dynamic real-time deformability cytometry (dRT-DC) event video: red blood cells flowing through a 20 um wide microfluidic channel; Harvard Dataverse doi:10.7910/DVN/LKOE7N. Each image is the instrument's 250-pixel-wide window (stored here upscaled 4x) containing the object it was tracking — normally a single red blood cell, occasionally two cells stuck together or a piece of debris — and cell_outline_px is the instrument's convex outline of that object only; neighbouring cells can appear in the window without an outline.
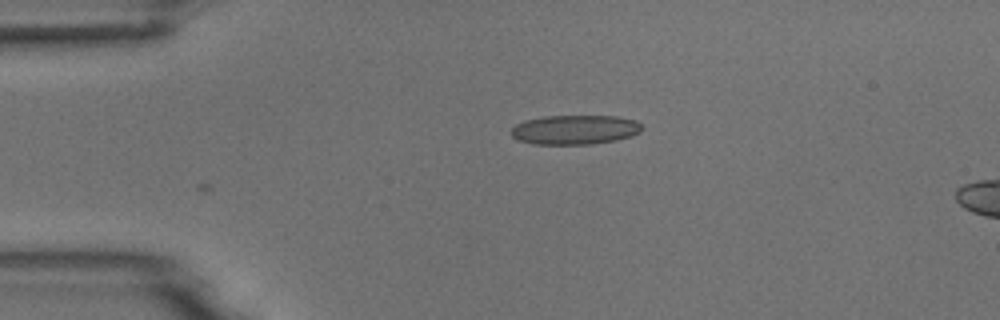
{"species": "common noctule bat (a hibernating species)", "species_latin": "Nyctalus noctula", "temperature_condition": "room temperature", "stored_images_in_passage": 8, "camera_frame_rate_fps": 3000, "um_per_image_px": 0.085, "animal": {"sex": "male", "body_mass_g": 18.8}, "frame": {"image": 1, "passage_image": 8, "time_ms": 2.333, "image_size_px": [1000, 320], "cell_outline_px": [[644, 128], [640, 132], [632, 136], [616, 140], [588, 144], [536, 144], [520, 140], [512, 136], [508, 132], [516, 124], [524, 120], [544, 116], [616, 116], [636, 120]], "centroid_in_image_um": [48.87, 11.02], "position_along_channel_um": 36.1, "area_um2": 22.48}}